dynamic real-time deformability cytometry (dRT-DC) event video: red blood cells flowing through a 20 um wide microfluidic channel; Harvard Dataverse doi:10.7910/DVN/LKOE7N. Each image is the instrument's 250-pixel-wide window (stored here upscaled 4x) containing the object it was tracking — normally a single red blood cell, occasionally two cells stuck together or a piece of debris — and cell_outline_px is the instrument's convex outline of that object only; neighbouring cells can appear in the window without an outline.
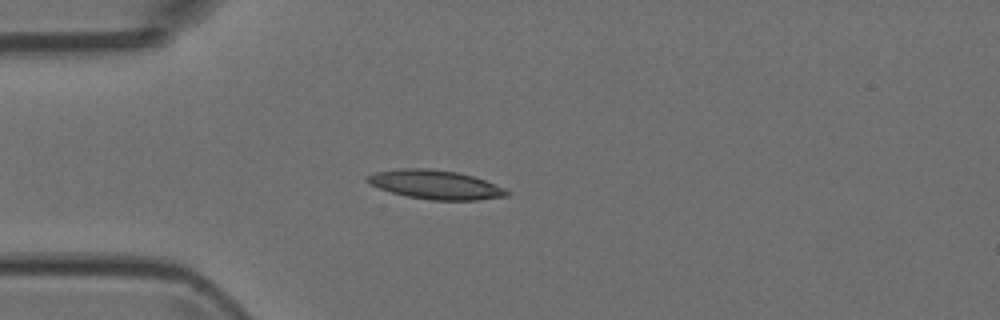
{"species": "Egyptian fruit bat (a non-hibernating species)", "species_latin": "Rousettus aegyptiacus", "temperature_condition": "room temperature", "stored_images_in_passage": 4, "camera_frame_rate_fps": 3000, "um_per_image_px": 0.085, "animal": {"sex": "female"}, "frame": {"image": 1, "passage_image": 3, "time_ms": 2.333, "image_size_px": [1000, 320], "cell_outline_px": [[512, 192], [508, 196], [476, 200], [432, 200], [408, 196], [392, 192], [380, 188], [364, 180], [364, 176], [376, 172], [400, 168], [428, 168], [456, 172], [472, 176], [484, 180], [504, 188]], "centroid_in_image_um": [37.01, 15.69], "position_along_channel_um": 48.0, "area_um2": 23.41}}